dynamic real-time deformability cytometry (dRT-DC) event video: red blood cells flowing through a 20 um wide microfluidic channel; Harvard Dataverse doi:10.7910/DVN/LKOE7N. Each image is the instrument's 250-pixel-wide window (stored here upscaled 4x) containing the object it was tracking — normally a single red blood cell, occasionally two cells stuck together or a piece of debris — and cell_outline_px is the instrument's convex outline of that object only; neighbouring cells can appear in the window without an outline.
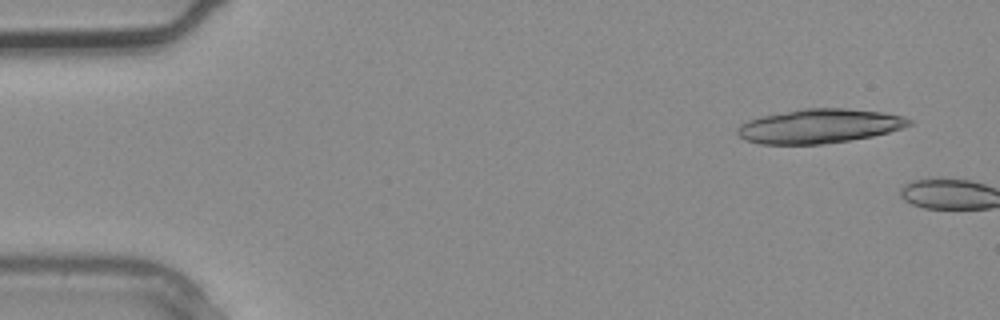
{"species": "common noctule bat (a hibernating species)", "species_latin": "Nyctalus noctula", "temperature_condition": "warm", "stored_images_in_passage": 3, "camera_frame_rate_fps": 3000, "um_per_image_px": 0.085, "animal": {"sex": "male", "body_mass_g": 20.4}, "frame": {"image": 1, "passage_image": 1, "time_ms": 0.0, "image_size_px": [1000, 320], "cell_outline_px": [[912, 124], [888, 132], [872, 136], [848, 140], [820, 144], [760, 144], [744, 140], [736, 132], [736, 128], [740, 124], [748, 120], [760, 116], [804, 108], [844, 108], [884, 112], [904, 116], [912, 120]], "centroid_in_image_um": [69.61, 10.71], "position_along_channel_um": 15.4, "area_um2": 34.22}}
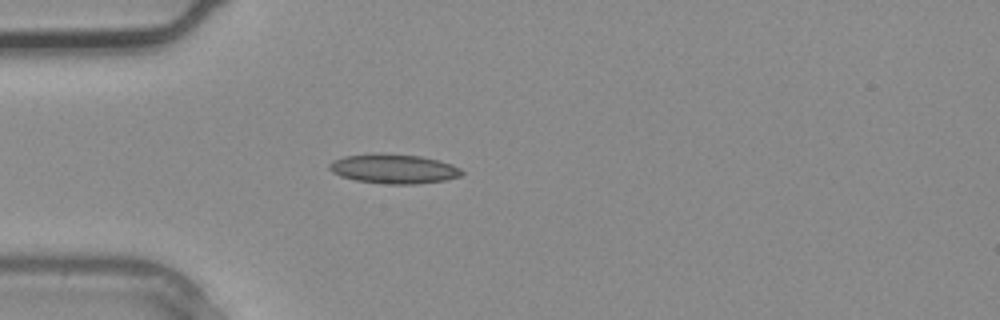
{"frame": {"image": 2, "passage_image": 3, "time_ms": 0.667, "image_size_px": [1000, 320], "cell_outline_px": [[464, 172], [460, 176], [444, 180], [416, 184], [388, 184], [356, 180], [340, 176], [332, 172], [328, 168], [328, 164], [332, 160], [344, 156], [376, 152], [380, 152], [420, 156], [452, 164], [460, 168]], "centroid_in_image_um": [33.42, 14.33], "position_along_channel_um": 51.6, "area_um2": 22.89}}